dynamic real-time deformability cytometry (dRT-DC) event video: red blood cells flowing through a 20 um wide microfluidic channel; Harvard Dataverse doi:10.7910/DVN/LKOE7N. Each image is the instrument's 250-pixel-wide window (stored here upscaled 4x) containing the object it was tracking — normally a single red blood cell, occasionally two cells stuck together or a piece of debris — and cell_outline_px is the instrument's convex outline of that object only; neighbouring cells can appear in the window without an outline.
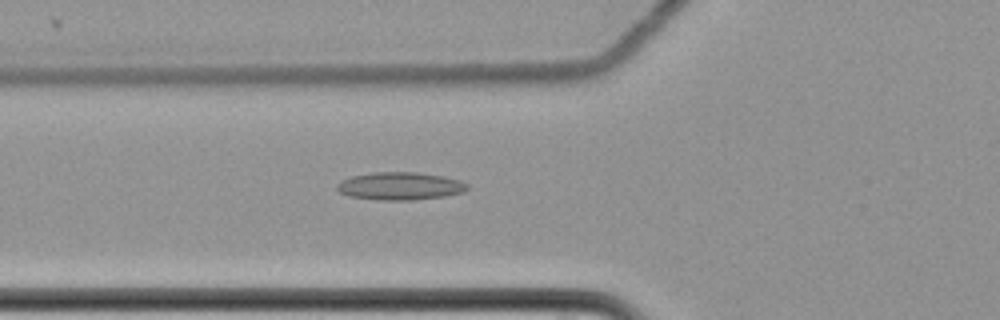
{"species": "common noctule bat (a hibernating species)", "species_latin": "Nyctalus noctula", "temperature_condition": "cold", "stored_images_in_passage": 4, "camera_frame_rate_fps": 3000, "um_per_image_px": 0.085, "animal": {"sex": "female", "body_mass_g": 22.7, "forearm_length_mm": 54.2}, "frame": {"image": 1, "passage_image": 4, "time_ms": 1.0, "image_size_px": [1000, 320], "cell_outline_px": [[468, 188], [464, 192], [444, 196], [412, 200], [380, 200], [348, 196], [340, 192], [336, 188], [336, 184], [340, 180], [352, 176], [372, 172], [416, 172], [444, 176], [460, 180], [468, 184]], "centroid_in_image_um": [33.99, 15.81], "position_along_channel_um": 91.8, "area_um2": 21.21}}